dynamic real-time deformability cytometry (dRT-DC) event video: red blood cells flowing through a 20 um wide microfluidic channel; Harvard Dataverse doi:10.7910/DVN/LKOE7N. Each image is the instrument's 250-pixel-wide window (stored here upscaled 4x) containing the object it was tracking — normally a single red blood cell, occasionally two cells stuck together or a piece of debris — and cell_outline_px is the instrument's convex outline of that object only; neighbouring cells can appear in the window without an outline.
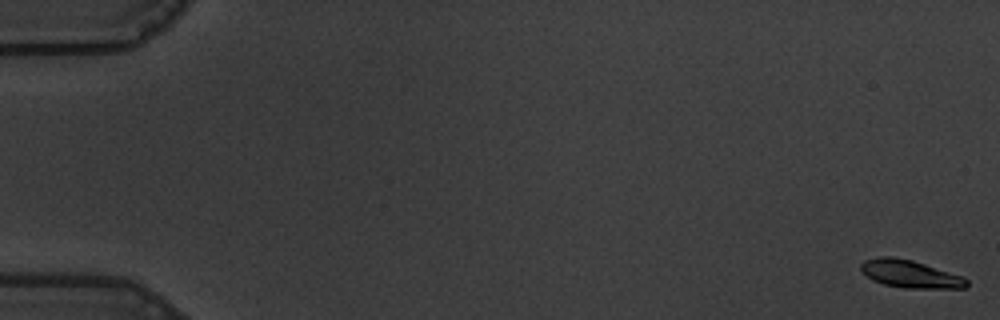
{"species": "common noctule bat (a hibernating species)", "species_latin": "Nyctalus noctula", "temperature_condition": "warm", "stored_images_in_passage": 59, "camera_frame_rate_fps": 3000, "um_per_image_px": 0.085, "animal": {"sex": "male", "body_mass_g": 19.5, "forearm_length_mm": 54.6}, "frame": {"image": 1, "passage_image": 1, "time_ms": 0.0, "image_size_px": [1000, 320], "cell_outline_px": [[968, 284], [964, 288], [904, 288], [884, 284], [872, 280], [860, 268], [860, 264], [864, 260], [880, 256], [892, 256], [912, 260], [964, 276], [968, 280]], "centroid_in_image_um": [77.37, 23.28], "position_along_channel_um": 7.6, "area_um2": 17.05}}
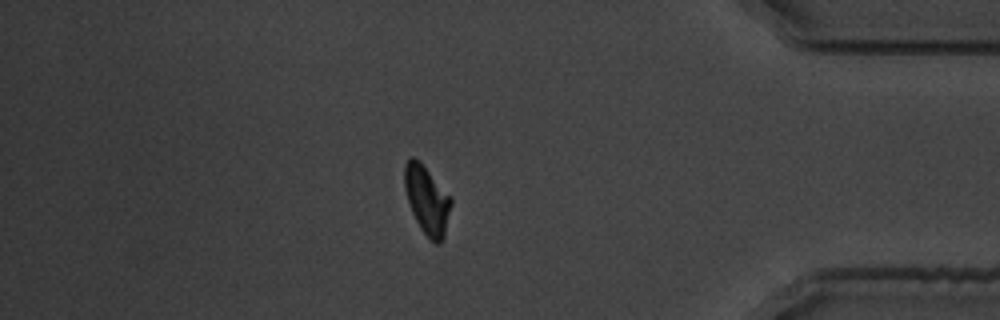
{"frame": {"image": 2, "passage_image": 51, "time_ms": 16.667, "image_size_px": [1000, 320], "cell_outline_px": [[452, 204], [444, 236], [440, 244], [436, 244], [420, 228], [412, 212], [404, 188], [404, 164], [412, 156], [452, 196]], "centroid_in_image_um": [36.31, 17.03], "position_along_channel_um": 398.9, "area_um2": 18.15}}
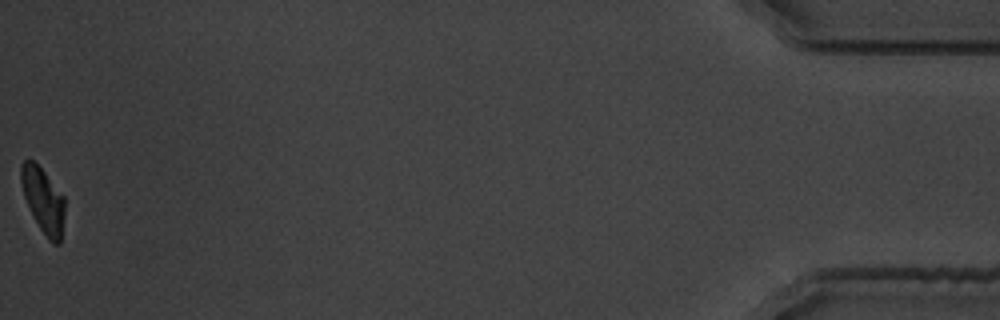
{"frame": {"image": 3, "passage_image": 59, "time_ms": 19.333, "image_size_px": [1000, 320], "cell_outline_px": [[64, 216], [60, 244], [52, 244], [48, 240], [40, 228], [24, 196], [20, 180], [20, 164], [24, 160], [32, 160], [44, 172], [64, 196]], "centroid_in_image_um": [3.67, 17.03], "position_along_channel_um": 431.5, "area_um2": 16.3}, "authors_computed_cell_mechanics": {"area_um2": 18.4382, "velocity_mm_per_s": 3.5219, "shape_relaxation_time_tau1_ms": 2.9515, "shape_relaxation_time_tau2_ms": 2.8305, "deformation_change_tau1": 0.1536, "deformation_change_tau2": 0.0435}}